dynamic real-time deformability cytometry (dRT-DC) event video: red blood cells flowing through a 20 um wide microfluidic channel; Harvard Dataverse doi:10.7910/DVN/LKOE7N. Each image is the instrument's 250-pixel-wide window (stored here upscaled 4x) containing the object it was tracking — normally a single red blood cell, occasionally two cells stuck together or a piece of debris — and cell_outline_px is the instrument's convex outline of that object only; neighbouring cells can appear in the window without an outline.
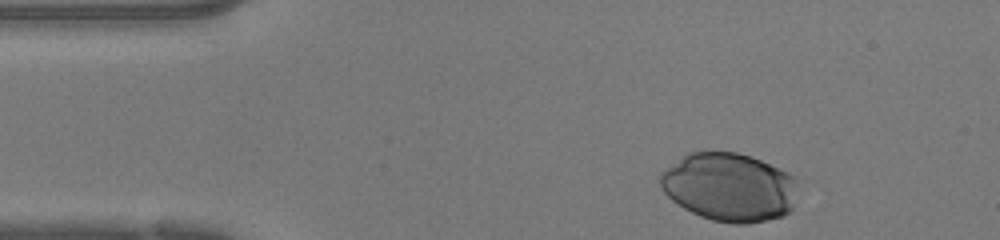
{"species": "human", "species_latin": "Homo sapiens", "temperature_condition": "warm", "stored_images_in_passage": 32, "camera_frame_rate_fps": 3000, "um_per_image_px": 0.085, "donor": {"sex": "female"}, "frame": {"image": 1, "passage_image": 1, "time_ms": 0.0, "image_size_px": [1000, 240], "cell_outline_px": [[796, 184], [792, 208], [784, 216], [768, 220], [744, 224], [732, 224], [712, 220], [700, 216], [684, 208], [672, 200], [660, 188], [660, 172], [688, 152], [704, 148], [736, 152], [760, 160], [788, 172], [792, 176]], "centroid_in_image_um": [61.93, 15.87], "position_along_channel_um": 23.1, "area_um2": 55.37}}
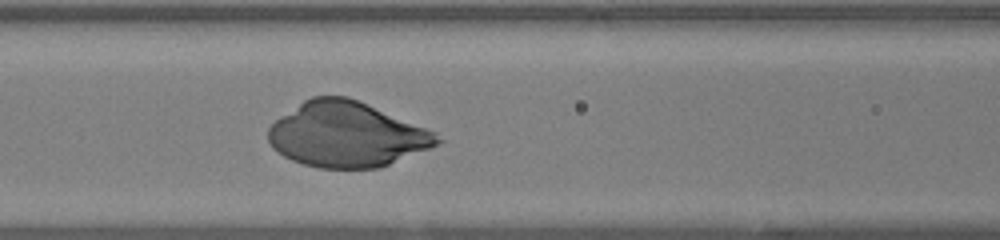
{"frame": {"image": 2, "passage_image": 14, "time_ms": 4.333, "image_size_px": [1000, 240], "cell_outline_px": [[444, 140], [440, 144], [380, 168], [320, 168], [304, 164], [292, 160], [284, 156], [272, 148], [268, 140], [268, 128], [280, 116], [304, 100], [312, 96], [348, 96], [436, 132]], "centroid_in_image_um": [29.47, 11.44], "position_along_channel_um": 137.1, "area_um2": 63.98}}
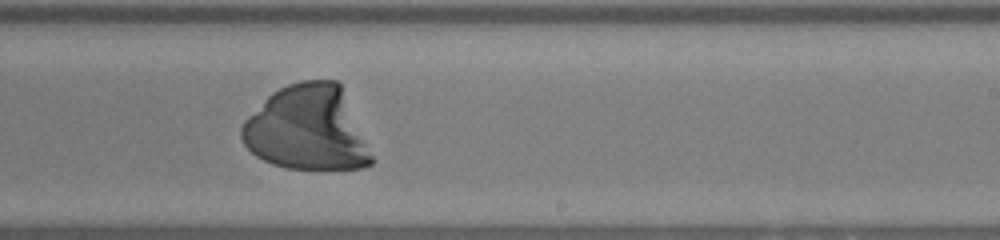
{"frame": {"image": 3, "passage_image": 23, "time_ms": 7.333, "image_size_px": [1000, 240], "cell_outline_px": [[372, 164], [360, 168], [288, 168], [272, 164], [256, 156], [244, 144], [240, 136], [240, 128], [244, 120], [272, 92], [288, 84], [300, 80], [336, 80], [340, 84], [372, 156]], "centroid_in_image_um": [26.07, 10.9], "position_along_channel_um": 262.9, "area_um2": 63.29}}